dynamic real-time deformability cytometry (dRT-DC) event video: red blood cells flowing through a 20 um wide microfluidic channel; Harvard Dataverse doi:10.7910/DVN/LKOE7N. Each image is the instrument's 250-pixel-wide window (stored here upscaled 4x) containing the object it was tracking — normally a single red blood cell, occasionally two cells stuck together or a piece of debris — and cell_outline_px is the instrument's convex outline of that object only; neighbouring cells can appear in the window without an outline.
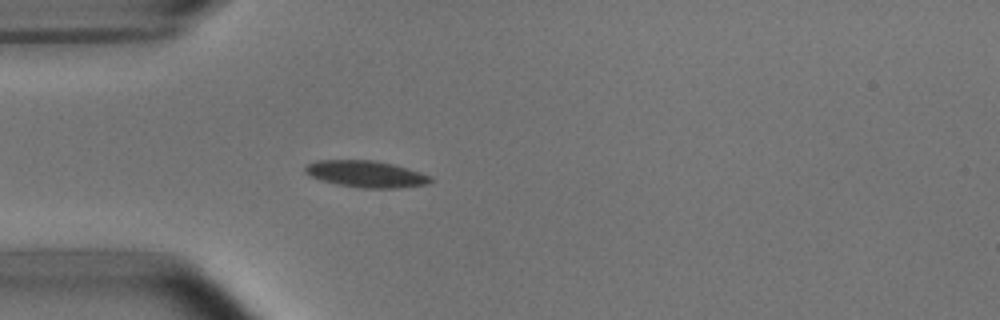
{"species": "common noctule bat (a hibernating species)", "species_latin": "Nyctalus noctula", "temperature_condition": "room temperature", "stored_images_in_passage": 3, "camera_frame_rate_fps": 3000, "um_per_image_px": 0.085, "animal": {"sex": "male", "body_mass_g": 15.6}, "frame": {"image": 1, "passage_image": 3, "time_ms": 3.333, "image_size_px": [1000, 320], "cell_outline_px": [[432, 180], [428, 184], [396, 188], [360, 188], [336, 184], [320, 180], [304, 172], [304, 168], [308, 164], [316, 160], [372, 160], [392, 164], [408, 168], [432, 176]], "centroid_in_image_um": [31.11, 14.79], "position_along_channel_um": 53.9, "area_um2": 19.48}}